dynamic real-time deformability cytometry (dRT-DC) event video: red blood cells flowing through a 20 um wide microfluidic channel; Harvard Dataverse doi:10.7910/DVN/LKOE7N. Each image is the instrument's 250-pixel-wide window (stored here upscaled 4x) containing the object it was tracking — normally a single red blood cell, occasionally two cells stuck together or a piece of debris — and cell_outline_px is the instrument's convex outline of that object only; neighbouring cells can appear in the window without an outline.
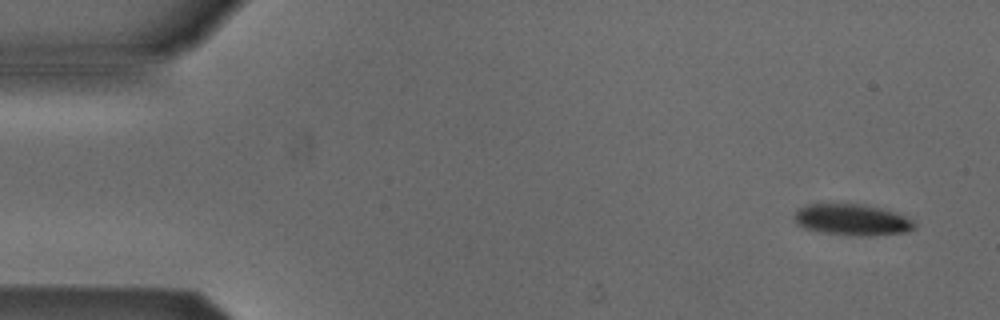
{"species": "Egyptian fruit bat (a non-hibernating species)", "species_latin": "Rousettus aegyptiacus", "temperature_condition": "cold", "stored_images_in_passage": 5, "camera_frame_rate_fps": 3000, "um_per_image_px": 0.085, "animal": {"sex": "male"}, "frame": {"image": 1, "passage_image": 1, "time_ms": 0.0, "image_size_px": [1000, 320], "cell_outline_px": [[916, 228], [908, 232], [872, 236], [856, 236], [820, 232], [804, 228], [796, 224], [792, 216], [800, 208], [808, 204], [856, 204], [880, 208], [904, 216], [912, 220], [916, 224]], "centroid_in_image_um": [72.41, 18.7], "position_along_channel_um": 12.6, "area_um2": 21.91}}
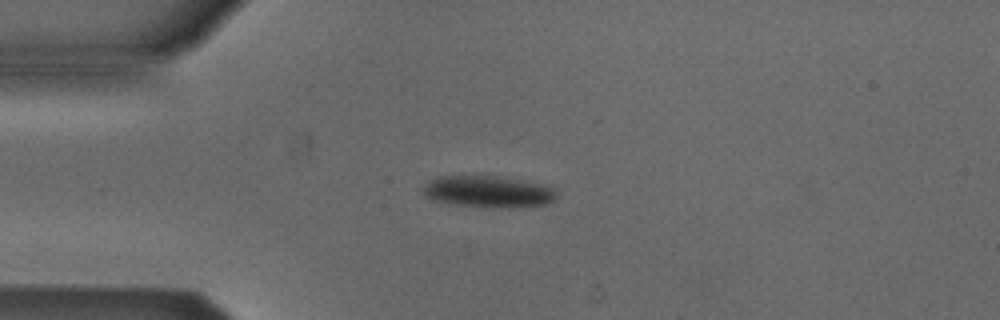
{"frame": {"image": 2, "passage_image": 4, "time_ms": 3.333, "image_size_px": [1000, 320], "cell_outline_px": [[556, 196], [548, 204], [524, 208], [492, 208], [448, 204], [432, 200], [424, 196], [424, 188], [436, 176], [500, 176], [548, 184], [556, 188]], "centroid_in_image_um": [41.58, 16.31], "position_along_channel_um": 43.4, "area_um2": 25.32}}
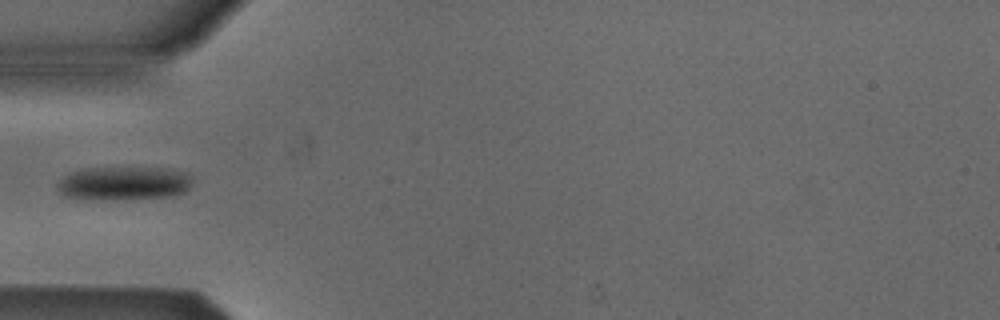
{"frame": {"image": 3, "passage_image": 5, "time_ms": 4.667, "image_size_px": [1000, 320], "cell_outline_px": [[192, 184], [184, 192], [172, 196], [124, 200], [92, 200], [64, 196], [60, 192], [56, 184], [64, 176], [80, 168], [172, 168], [188, 172], [192, 176]], "centroid_in_image_um": [10.55, 15.59], "position_along_channel_um": 74.4, "area_um2": 27.05}}